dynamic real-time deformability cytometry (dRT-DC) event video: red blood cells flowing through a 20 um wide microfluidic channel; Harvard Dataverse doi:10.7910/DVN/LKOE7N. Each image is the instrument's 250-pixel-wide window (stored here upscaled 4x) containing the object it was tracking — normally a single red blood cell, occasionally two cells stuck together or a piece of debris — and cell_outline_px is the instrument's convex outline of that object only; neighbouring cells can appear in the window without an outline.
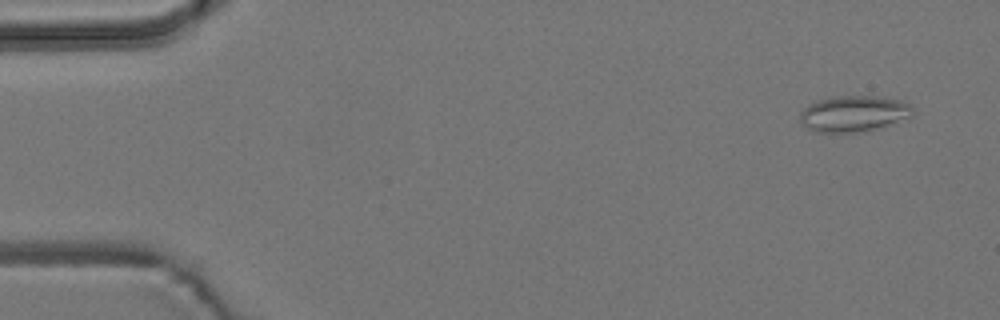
{"species": "common noctule bat (a hibernating species)", "species_latin": "Nyctalus noctula", "temperature_condition": "room temperature", "stored_images_in_passage": 5, "camera_frame_rate_fps": 3000, "um_per_image_px": 0.085, "animal": {"sex": "male", "body_mass_g": 19.2, "forearm_length_mm": 51.8}, "frame": {"image": 1, "passage_image": 1, "time_ms": 0.0, "image_size_px": [1000, 320], "cell_outline_px": [[912, 116], [876, 128], [856, 132], [816, 132], [808, 128], [800, 120], [800, 112], [808, 104], [820, 100], [836, 96], [872, 96], [900, 100], [908, 104], [912, 108]], "centroid_in_image_um": [72.53, 9.65], "position_along_channel_um": 12.5, "area_um2": 23.18}}
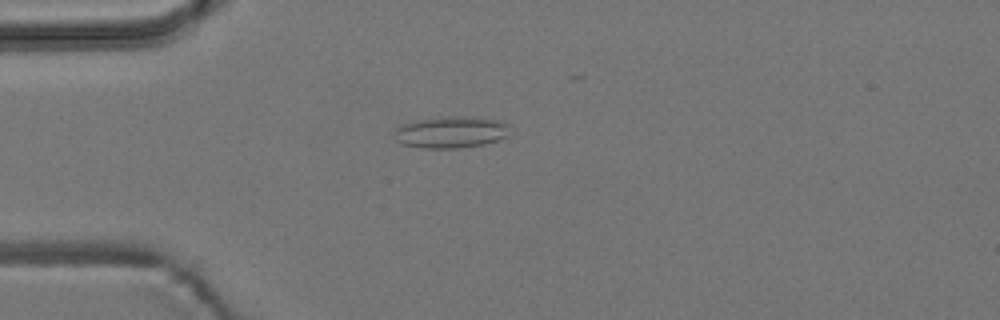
{"frame": {"image": 2, "passage_image": 4, "time_ms": 3.667, "image_size_px": [1000, 320], "cell_outline_px": [[508, 136], [484, 144], [460, 148], [420, 148], [404, 144], [396, 140], [396, 128], [400, 124], [420, 120], [448, 116], [476, 116], [496, 120], [508, 124]], "centroid_in_image_um": [38.34, 11.23], "position_along_channel_um": 46.7, "area_um2": 21.21}}